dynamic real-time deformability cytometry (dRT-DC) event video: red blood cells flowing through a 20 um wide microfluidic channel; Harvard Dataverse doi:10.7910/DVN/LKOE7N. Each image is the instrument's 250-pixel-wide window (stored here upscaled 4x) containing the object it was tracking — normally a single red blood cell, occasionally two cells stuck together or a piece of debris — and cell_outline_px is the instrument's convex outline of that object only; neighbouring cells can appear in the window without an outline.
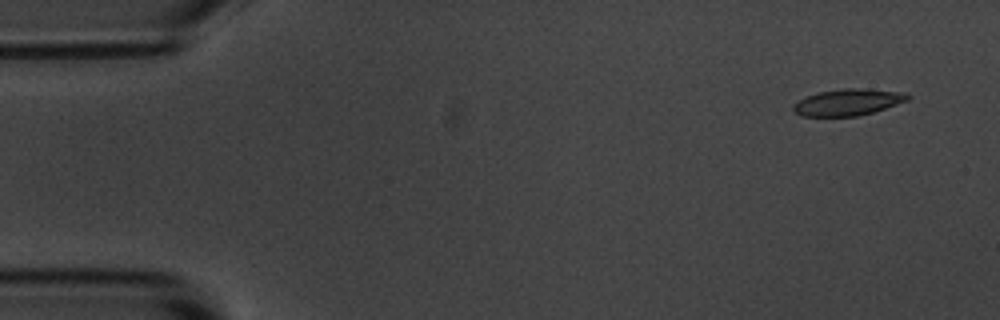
{"species": "common noctule bat (a hibernating species)", "species_latin": "Nyctalus noctula", "temperature_condition": "room temperature", "stored_images_in_passage": 4, "camera_frame_rate_fps": 3000, "um_per_image_px": 0.085, "animal": {"sex": "male", "body_mass_g": 20.1, "forearm_length_mm": 53.5}, "frame": {"image": 1, "passage_image": 1, "time_ms": 0.0, "image_size_px": [1000, 320], "cell_outline_px": [[912, 96], [908, 100], [872, 112], [856, 116], [804, 116], [796, 112], [792, 108], [792, 104], [808, 96], [820, 92], [844, 88], [860, 88], [908, 92]], "centroid_in_image_um": [72.12, 8.67], "position_along_channel_um": 12.9, "area_um2": 17.51}}